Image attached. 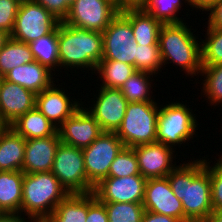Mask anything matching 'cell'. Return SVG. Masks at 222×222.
I'll return each instance as SVG.
<instances>
[{
	"mask_svg": "<svg viewBox=\"0 0 222 222\" xmlns=\"http://www.w3.org/2000/svg\"><path fill=\"white\" fill-rule=\"evenodd\" d=\"M175 196L182 202L184 216L190 222H205L213 212L211 182L205 159L176 166L167 176Z\"/></svg>",
	"mask_w": 222,
	"mask_h": 222,
	"instance_id": "cell-1",
	"label": "cell"
},
{
	"mask_svg": "<svg viewBox=\"0 0 222 222\" xmlns=\"http://www.w3.org/2000/svg\"><path fill=\"white\" fill-rule=\"evenodd\" d=\"M58 57L60 67L92 70L103 57L102 32L58 24ZM87 68V69H86Z\"/></svg>",
	"mask_w": 222,
	"mask_h": 222,
	"instance_id": "cell-2",
	"label": "cell"
},
{
	"mask_svg": "<svg viewBox=\"0 0 222 222\" xmlns=\"http://www.w3.org/2000/svg\"><path fill=\"white\" fill-rule=\"evenodd\" d=\"M186 24L185 22L162 24L158 46L163 66L175 63L179 69L185 70L186 76L193 77L200 75L202 70L201 42L196 40L199 38Z\"/></svg>",
	"mask_w": 222,
	"mask_h": 222,
	"instance_id": "cell-3",
	"label": "cell"
},
{
	"mask_svg": "<svg viewBox=\"0 0 222 222\" xmlns=\"http://www.w3.org/2000/svg\"><path fill=\"white\" fill-rule=\"evenodd\" d=\"M68 195L51 171L24 173L21 216L42 222Z\"/></svg>",
	"mask_w": 222,
	"mask_h": 222,
	"instance_id": "cell-4",
	"label": "cell"
},
{
	"mask_svg": "<svg viewBox=\"0 0 222 222\" xmlns=\"http://www.w3.org/2000/svg\"><path fill=\"white\" fill-rule=\"evenodd\" d=\"M159 107L156 102H128L123 121L115 132L125 147L156 142Z\"/></svg>",
	"mask_w": 222,
	"mask_h": 222,
	"instance_id": "cell-5",
	"label": "cell"
},
{
	"mask_svg": "<svg viewBox=\"0 0 222 222\" xmlns=\"http://www.w3.org/2000/svg\"><path fill=\"white\" fill-rule=\"evenodd\" d=\"M189 106L179 102H169L161 106L157 122L156 142L162 143L172 149L190 141L198 126L197 118ZM174 147V148H173Z\"/></svg>",
	"mask_w": 222,
	"mask_h": 222,
	"instance_id": "cell-6",
	"label": "cell"
},
{
	"mask_svg": "<svg viewBox=\"0 0 222 222\" xmlns=\"http://www.w3.org/2000/svg\"><path fill=\"white\" fill-rule=\"evenodd\" d=\"M51 172L69 194H87L94 191L87 178L81 148L60 142Z\"/></svg>",
	"mask_w": 222,
	"mask_h": 222,
	"instance_id": "cell-7",
	"label": "cell"
},
{
	"mask_svg": "<svg viewBox=\"0 0 222 222\" xmlns=\"http://www.w3.org/2000/svg\"><path fill=\"white\" fill-rule=\"evenodd\" d=\"M104 60L130 64L137 71V42L130 20L120 11L102 32Z\"/></svg>",
	"mask_w": 222,
	"mask_h": 222,
	"instance_id": "cell-8",
	"label": "cell"
},
{
	"mask_svg": "<svg viewBox=\"0 0 222 222\" xmlns=\"http://www.w3.org/2000/svg\"><path fill=\"white\" fill-rule=\"evenodd\" d=\"M123 147L115 132H103L88 147L82 149L85 171L93 188L108 177L109 168Z\"/></svg>",
	"mask_w": 222,
	"mask_h": 222,
	"instance_id": "cell-9",
	"label": "cell"
},
{
	"mask_svg": "<svg viewBox=\"0 0 222 222\" xmlns=\"http://www.w3.org/2000/svg\"><path fill=\"white\" fill-rule=\"evenodd\" d=\"M59 20L35 1L20 4L10 37L29 44L51 33Z\"/></svg>",
	"mask_w": 222,
	"mask_h": 222,
	"instance_id": "cell-10",
	"label": "cell"
},
{
	"mask_svg": "<svg viewBox=\"0 0 222 222\" xmlns=\"http://www.w3.org/2000/svg\"><path fill=\"white\" fill-rule=\"evenodd\" d=\"M119 12L112 0H76L63 22L77 28L103 32Z\"/></svg>",
	"mask_w": 222,
	"mask_h": 222,
	"instance_id": "cell-11",
	"label": "cell"
},
{
	"mask_svg": "<svg viewBox=\"0 0 222 222\" xmlns=\"http://www.w3.org/2000/svg\"><path fill=\"white\" fill-rule=\"evenodd\" d=\"M99 89L93 106L85 109L95 118L103 132H116L125 116L128 101L120 89Z\"/></svg>",
	"mask_w": 222,
	"mask_h": 222,
	"instance_id": "cell-12",
	"label": "cell"
},
{
	"mask_svg": "<svg viewBox=\"0 0 222 222\" xmlns=\"http://www.w3.org/2000/svg\"><path fill=\"white\" fill-rule=\"evenodd\" d=\"M147 179L142 175L106 177L94 187L100 202L142 203Z\"/></svg>",
	"mask_w": 222,
	"mask_h": 222,
	"instance_id": "cell-13",
	"label": "cell"
},
{
	"mask_svg": "<svg viewBox=\"0 0 222 222\" xmlns=\"http://www.w3.org/2000/svg\"><path fill=\"white\" fill-rule=\"evenodd\" d=\"M142 204L146 211L190 222L184 216L182 202L173 193L167 177L147 179Z\"/></svg>",
	"mask_w": 222,
	"mask_h": 222,
	"instance_id": "cell-14",
	"label": "cell"
},
{
	"mask_svg": "<svg viewBox=\"0 0 222 222\" xmlns=\"http://www.w3.org/2000/svg\"><path fill=\"white\" fill-rule=\"evenodd\" d=\"M60 141L76 148L88 147L102 133L98 122L84 107H80L58 128Z\"/></svg>",
	"mask_w": 222,
	"mask_h": 222,
	"instance_id": "cell-15",
	"label": "cell"
},
{
	"mask_svg": "<svg viewBox=\"0 0 222 222\" xmlns=\"http://www.w3.org/2000/svg\"><path fill=\"white\" fill-rule=\"evenodd\" d=\"M133 149L137 156L140 174L145 179L167 177L177 166L175 162L172 163L176 158V155H173L174 149L162 143L137 145Z\"/></svg>",
	"mask_w": 222,
	"mask_h": 222,
	"instance_id": "cell-16",
	"label": "cell"
},
{
	"mask_svg": "<svg viewBox=\"0 0 222 222\" xmlns=\"http://www.w3.org/2000/svg\"><path fill=\"white\" fill-rule=\"evenodd\" d=\"M35 104L34 92L3 78L0 84V117L7 126L34 109Z\"/></svg>",
	"mask_w": 222,
	"mask_h": 222,
	"instance_id": "cell-17",
	"label": "cell"
},
{
	"mask_svg": "<svg viewBox=\"0 0 222 222\" xmlns=\"http://www.w3.org/2000/svg\"><path fill=\"white\" fill-rule=\"evenodd\" d=\"M52 84L49 88L44 89L41 93L36 94L35 108L38 109L56 128L66 121L80 104L76 99H70L65 93L64 88L60 89ZM58 122V123H57Z\"/></svg>",
	"mask_w": 222,
	"mask_h": 222,
	"instance_id": "cell-18",
	"label": "cell"
},
{
	"mask_svg": "<svg viewBox=\"0 0 222 222\" xmlns=\"http://www.w3.org/2000/svg\"><path fill=\"white\" fill-rule=\"evenodd\" d=\"M60 142L58 132L53 136L26 140L22 172L38 173L51 171Z\"/></svg>",
	"mask_w": 222,
	"mask_h": 222,
	"instance_id": "cell-19",
	"label": "cell"
},
{
	"mask_svg": "<svg viewBox=\"0 0 222 222\" xmlns=\"http://www.w3.org/2000/svg\"><path fill=\"white\" fill-rule=\"evenodd\" d=\"M3 78L19 84L35 94L41 93L55 82L52 71L36 61L13 68Z\"/></svg>",
	"mask_w": 222,
	"mask_h": 222,
	"instance_id": "cell-20",
	"label": "cell"
},
{
	"mask_svg": "<svg viewBox=\"0 0 222 222\" xmlns=\"http://www.w3.org/2000/svg\"><path fill=\"white\" fill-rule=\"evenodd\" d=\"M26 140L8 126L0 134V171H22Z\"/></svg>",
	"mask_w": 222,
	"mask_h": 222,
	"instance_id": "cell-21",
	"label": "cell"
},
{
	"mask_svg": "<svg viewBox=\"0 0 222 222\" xmlns=\"http://www.w3.org/2000/svg\"><path fill=\"white\" fill-rule=\"evenodd\" d=\"M22 171H0V209L5 214L21 216Z\"/></svg>",
	"mask_w": 222,
	"mask_h": 222,
	"instance_id": "cell-22",
	"label": "cell"
},
{
	"mask_svg": "<svg viewBox=\"0 0 222 222\" xmlns=\"http://www.w3.org/2000/svg\"><path fill=\"white\" fill-rule=\"evenodd\" d=\"M131 22L134 40L138 45H158L159 31L162 23L150 14L139 9L121 11Z\"/></svg>",
	"mask_w": 222,
	"mask_h": 222,
	"instance_id": "cell-23",
	"label": "cell"
},
{
	"mask_svg": "<svg viewBox=\"0 0 222 222\" xmlns=\"http://www.w3.org/2000/svg\"><path fill=\"white\" fill-rule=\"evenodd\" d=\"M10 127L25 140L53 136L57 128L36 108L20 116Z\"/></svg>",
	"mask_w": 222,
	"mask_h": 222,
	"instance_id": "cell-24",
	"label": "cell"
},
{
	"mask_svg": "<svg viewBox=\"0 0 222 222\" xmlns=\"http://www.w3.org/2000/svg\"><path fill=\"white\" fill-rule=\"evenodd\" d=\"M88 214V193L69 194L42 222H85Z\"/></svg>",
	"mask_w": 222,
	"mask_h": 222,
	"instance_id": "cell-25",
	"label": "cell"
},
{
	"mask_svg": "<svg viewBox=\"0 0 222 222\" xmlns=\"http://www.w3.org/2000/svg\"><path fill=\"white\" fill-rule=\"evenodd\" d=\"M28 45L34 60L39 64L47 67L50 71H55L56 67L60 66L58 57V25L51 33L41 36Z\"/></svg>",
	"mask_w": 222,
	"mask_h": 222,
	"instance_id": "cell-26",
	"label": "cell"
},
{
	"mask_svg": "<svg viewBox=\"0 0 222 222\" xmlns=\"http://www.w3.org/2000/svg\"><path fill=\"white\" fill-rule=\"evenodd\" d=\"M34 57L27 43L9 38L0 51V76L20 65L33 62Z\"/></svg>",
	"mask_w": 222,
	"mask_h": 222,
	"instance_id": "cell-27",
	"label": "cell"
},
{
	"mask_svg": "<svg viewBox=\"0 0 222 222\" xmlns=\"http://www.w3.org/2000/svg\"><path fill=\"white\" fill-rule=\"evenodd\" d=\"M102 81L101 87L120 89L122 85L136 72L135 67L115 61L102 59L96 67Z\"/></svg>",
	"mask_w": 222,
	"mask_h": 222,
	"instance_id": "cell-28",
	"label": "cell"
},
{
	"mask_svg": "<svg viewBox=\"0 0 222 222\" xmlns=\"http://www.w3.org/2000/svg\"><path fill=\"white\" fill-rule=\"evenodd\" d=\"M183 0H147L142 6V10L162 24L181 23L183 20L178 17L179 9L182 8ZM187 5L195 7L193 0H185ZM177 15V16H176Z\"/></svg>",
	"mask_w": 222,
	"mask_h": 222,
	"instance_id": "cell-29",
	"label": "cell"
},
{
	"mask_svg": "<svg viewBox=\"0 0 222 222\" xmlns=\"http://www.w3.org/2000/svg\"><path fill=\"white\" fill-rule=\"evenodd\" d=\"M152 74L136 71L120 88L128 102H156L150 95ZM151 79V81H150Z\"/></svg>",
	"mask_w": 222,
	"mask_h": 222,
	"instance_id": "cell-30",
	"label": "cell"
},
{
	"mask_svg": "<svg viewBox=\"0 0 222 222\" xmlns=\"http://www.w3.org/2000/svg\"><path fill=\"white\" fill-rule=\"evenodd\" d=\"M101 203L105 205L109 222H141L145 211L142 203Z\"/></svg>",
	"mask_w": 222,
	"mask_h": 222,
	"instance_id": "cell-31",
	"label": "cell"
},
{
	"mask_svg": "<svg viewBox=\"0 0 222 222\" xmlns=\"http://www.w3.org/2000/svg\"><path fill=\"white\" fill-rule=\"evenodd\" d=\"M201 41L202 67L222 64V29L207 26Z\"/></svg>",
	"mask_w": 222,
	"mask_h": 222,
	"instance_id": "cell-32",
	"label": "cell"
},
{
	"mask_svg": "<svg viewBox=\"0 0 222 222\" xmlns=\"http://www.w3.org/2000/svg\"><path fill=\"white\" fill-rule=\"evenodd\" d=\"M200 76L205 77L202 91L210 101L209 104L217 106L222 103V64L202 67Z\"/></svg>",
	"mask_w": 222,
	"mask_h": 222,
	"instance_id": "cell-33",
	"label": "cell"
},
{
	"mask_svg": "<svg viewBox=\"0 0 222 222\" xmlns=\"http://www.w3.org/2000/svg\"><path fill=\"white\" fill-rule=\"evenodd\" d=\"M141 175L138 166L137 156L132 147H123L112 162L108 177H129Z\"/></svg>",
	"mask_w": 222,
	"mask_h": 222,
	"instance_id": "cell-34",
	"label": "cell"
},
{
	"mask_svg": "<svg viewBox=\"0 0 222 222\" xmlns=\"http://www.w3.org/2000/svg\"><path fill=\"white\" fill-rule=\"evenodd\" d=\"M158 45H137V71L158 74L162 66Z\"/></svg>",
	"mask_w": 222,
	"mask_h": 222,
	"instance_id": "cell-35",
	"label": "cell"
},
{
	"mask_svg": "<svg viewBox=\"0 0 222 222\" xmlns=\"http://www.w3.org/2000/svg\"><path fill=\"white\" fill-rule=\"evenodd\" d=\"M205 159V168L209 171L211 182V202L213 211H222V155L217 159V163L210 166V162Z\"/></svg>",
	"mask_w": 222,
	"mask_h": 222,
	"instance_id": "cell-36",
	"label": "cell"
},
{
	"mask_svg": "<svg viewBox=\"0 0 222 222\" xmlns=\"http://www.w3.org/2000/svg\"><path fill=\"white\" fill-rule=\"evenodd\" d=\"M20 4L15 0H0V29L11 34Z\"/></svg>",
	"mask_w": 222,
	"mask_h": 222,
	"instance_id": "cell-37",
	"label": "cell"
},
{
	"mask_svg": "<svg viewBox=\"0 0 222 222\" xmlns=\"http://www.w3.org/2000/svg\"><path fill=\"white\" fill-rule=\"evenodd\" d=\"M85 222H109L105 205L94 193H88V214Z\"/></svg>",
	"mask_w": 222,
	"mask_h": 222,
	"instance_id": "cell-38",
	"label": "cell"
},
{
	"mask_svg": "<svg viewBox=\"0 0 222 222\" xmlns=\"http://www.w3.org/2000/svg\"><path fill=\"white\" fill-rule=\"evenodd\" d=\"M48 10L60 22L64 21L70 11L66 0H34Z\"/></svg>",
	"mask_w": 222,
	"mask_h": 222,
	"instance_id": "cell-39",
	"label": "cell"
},
{
	"mask_svg": "<svg viewBox=\"0 0 222 222\" xmlns=\"http://www.w3.org/2000/svg\"><path fill=\"white\" fill-rule=\"evenodd\" d=\"M206 11H210L207 25L222 29V0L215 2Z\"/></svg>",
	"mask_w": 222,
	"mask_h": 222,
	"instance_id": "cell-40",
	"label": "cell"
},
{
	"mask_svg": "<svg viewBox=\"0 0 222 222\" xmlns=\"http://www.w3.org/2000/svg\"><path fill=\"white\" fill-rule=\"evenodd\" d=\"M141 222H181V221L170 216L153 213L145 210Z\"/></svg>",
	"mask_w": 222,
	"mask_h": 222,
	"instance_id": "cell-41",
	"label": "cell"
},
{
	"mask_svg": "<svg viewBox=\"0 0 222 222\" xmlns=\"http://www.w3.org/2000/svg\"><path fill=\"white\" fill-rule=\"evenodd\" d=\"M147 0H119V11L126 9H139Z\"/></svg>",
	"mask_w": 222,
	"mask_h": 222,
	"instance_id": "cell-42",
	"label": "cell"
},
{
	"mask_svg": "<svg viewBox=\"0 0 222 222\" xmlns=\"http://www.w3.org/2000/svg\"><path fill=\"white\" fill-rule=\"evenodd\" d=\"M25 219H31V218H24V216L15 215V214H5L0 218V222H29V220ZM30 222H38L37 220L31 219Z\"/></svg>",
	"mask_w": 222,
	"mask_h": 222,
	"instance_id": "cell-43",
	"label": "cell"
},
{
	"mask_svg": "<svg viewBox=\"0 0 222 222\" xmlns=\"http://www.w3.org/2000/svg\"><path fill=\"white\" fill-rule=\"evenodd\" d=\"M220 0H193L195 9H201L206 11L211 5Z\"/></svg>",
	"mask_w": 222,
	"mask_h": 222,
	"instance_id": "cell-44",
	"label": "cell"
},
{
	"mask_svg": "<svg viewBox=\"0 0 222 222\" xmlns=\"http://www.w3.org/2000/svg\"><path fill=\"white\" fill-rule=\"evenodd\" d=\"M205 222H222V211H213Z\"/></svg>",
	"mask_w": 222,
	"mask_h": 222,
	"instance_id": "cell-45",
	"label": "cell"
},
{
	"mask_svg": "<svg viewBox=\"0 0 222 222\" xmlns=\"http://www.w3.org/2000/svg\"><path fill=\"white\" fill-rule=\"evenodd\" d=\"M9 38L10 34L0 29V51L2 50V48L4 47L5 43L8 41Z\"/></svg>",
	"mask_w": 222,
	"mask_h": 222,
	"instance_id": "cell-46",
	"label": "cell"
},
{
	"mask_svg": "<svg viewBox=\"0 0 222 222\" xmlns=\"http://www.w3.org/2000/svg\"><path fill=\"white\" fill-rule=\"evenodd\" d=\"M8 126L2 121L0 117V134L7 128Z\"/></svg>",
	"mask_w": 222,
	"mask_h": 222,
	"instance_id": "cell-47",
	"label": "cell"
},
{
	"mask_svg": "<svg viewBox=\"0 0 222 222\" xmlns=\"http://www.w3.org/2000/svg\"><path fill=\"white\" fill-rule=\"evenodd\" d=\"M15 1L18 2L19 4H23V3L31 2L34 0H15Z\"/></svg>",
	"mask_w": 222,
	"mask_h": 222,
	"instance_id": "cell-48",
	"label": "cell"
},
{
	"mask_svg": "<svg viewBox=\"0 0 222 222\" xmlns=\"http://www.w3.org/2000/svg\"><path fill=\"white\" fill-rule=\"evenodd\" d=\"M76 0H66L67 4L71 6Z\"/></svg>",
	"mask_w": 222,
	"mask_h": 222,
	"instance_id": "cell-49",
	"label": "cell"
},
{
	"mask_svg": "<svg viewBox=\"0 0 222 222\" xmlns=\"http://www.w3.org/2000/svg\"><path fill=\"white\" fill-rule=\"evenodd\" d=\"M114 3H116V6H117V8H118V10H119V0H112Z\"/></svg>",
	"mask_w": 222,
	"mask_h": 222,
	"instance_id": "cell-50",
	"label": "cell"
},
{
	"mask_svg": "<svg viewBox=\"0 0 222 222\" xmlns=\"http://www.w3.org/2000/svg\"><path fill=\"white\" fill-rule=\"evenodd\" d=\"M5 215V213L0 209V218Z\"/></svg>",
	"mask_w": 222,
	"mask_h": 222,
	"instance_id": "cell-51",
	"label": "cell"
},
{
	"mask_svg": "<svg viewBox=\"0 0 222 222\" xmlns=\"http://www.w3.org/2000/svg\"><path fill=\"white\" fill-rule=\"evenodd\" d=\"M2 80H3V77H2V76H0V84H1Z\"/></svg>",
	"mask_w": 222,
	"mask_h": 222,
	"instance_id": "cell-52",
	"label": "cell"
}]
</instances>
